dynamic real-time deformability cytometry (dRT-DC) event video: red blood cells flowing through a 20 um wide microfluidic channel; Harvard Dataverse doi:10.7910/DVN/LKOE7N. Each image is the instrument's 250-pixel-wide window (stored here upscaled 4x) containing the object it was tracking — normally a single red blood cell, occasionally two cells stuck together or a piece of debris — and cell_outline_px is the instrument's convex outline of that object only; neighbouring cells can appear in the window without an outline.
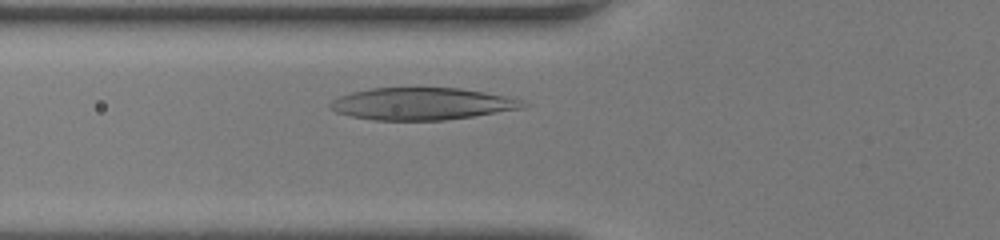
{"species": "human", "species_latin": "Homo sapiens", "temperature_condition": "room temperature", "stored_images_in_passage": 31, "camera_frame_rate_fps": 3000, "um_per_image_px": 0.085, "donor": {"sex": "female"}, "frame": {"image": 1, "passage_image": 7, "time_ms": 2.0, "image_size_px": [1000, 240], "cell_outline_px": [[532, 104], [524, 108], [472, 116], [444, 120], [372, 120], [352, 116], [336, 112], [328, 108], [328, 104], [332, 100], [340, 96], [352, 92], [372, 88], [460, 88], [484, 92], [504, 96], [520, 100]], "centroid_in_image_um": [35.85, 8.82], "position_along_channel_um": 90.0, "area_um2": 36.01}}
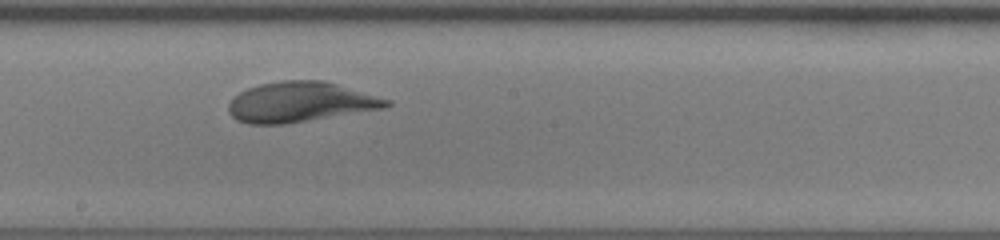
{"frame": {"image": 2, "passage_image": 17, "time_ms": 5.333, "image_size_px": [1000, 240], "cell_outline_px": [[392, 104], [384, 108], [284, 124], [248, 124], [236, 120], [228, 112], [228, 104], [240, 92], [248, 88], [260, 84], [280, 80], [324, 80], [392, 100]], "centroid_in_image_um": [25.52, 8.67], "position_along_channel_um": 222.7, "area_um2": 36.82}}
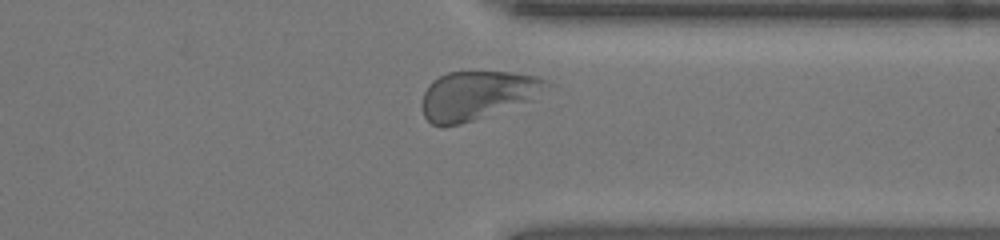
{"frame": {"image": 3, "passage_image": 28, "time_ms": 9.0, "image_size_px": [1000, 240], "cell_outline_px": [[556, 84], [532, 100], [460, 124], [444, 128], [440, 128], [432, 124], [424, 116], [420, 104], [424, 92], [428, 84], [432, 80], [448, 72], [512, 72], [536, 76], [548, 80]], "centroid_in_image_um": [40.57, 8.09], "position_along_channel_um": 370.8, "area_um2": 35.72}, "authors_computed_cell_mechanics": {"area_um2": 36.5874, "velocity_mm_per_s": 3.9955, "shape_relaxation_time_tau1_ms": 4.33, "shape_relaxation_time_tau2_ms": null, "deformation_change_tau1": 0.1873, "deformation_change_tau2": null}}